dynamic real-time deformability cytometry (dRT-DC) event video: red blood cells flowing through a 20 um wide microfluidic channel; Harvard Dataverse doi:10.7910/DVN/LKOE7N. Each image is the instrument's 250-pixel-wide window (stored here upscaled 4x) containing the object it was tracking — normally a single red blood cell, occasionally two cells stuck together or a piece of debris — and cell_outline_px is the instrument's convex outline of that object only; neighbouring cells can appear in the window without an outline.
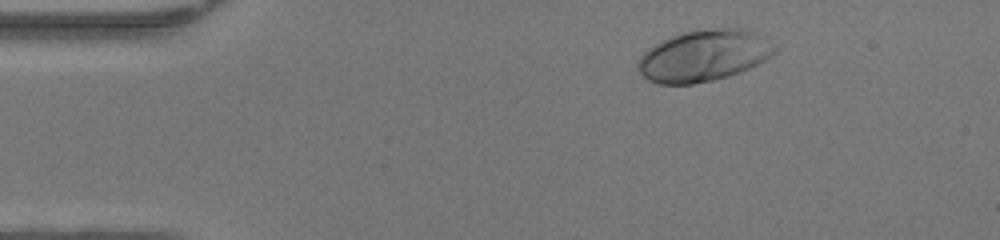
{"species": "human", "species_latin": "Homo sapiens", "temperature_condition": "warm", "stored_images_in_passage": 45, "camera_frame_rate_fps": 3000, "um_per_image_px": 0.085, "donor": {"sex": "female"}, "frame": {"image": 1, "passage_image": 4, "time_ms": 1.0, "image_size_px": [1000, 240], "cell_outline_px": [[776, 52], [764, 60], [740, 72], [728, 76], [712, 80], [692, 84], [660, 84], [648, 80], [636, 68], [636, 64], [640, 56], [648, 48], [660, 40], [684, 32], [700, 28], [748, 28], [756, 32], [776, 48]], "centroid_in_image_um": [59.78, 4.72], "position_along_channel_um": 25.2, "area_um2": 41.04}}
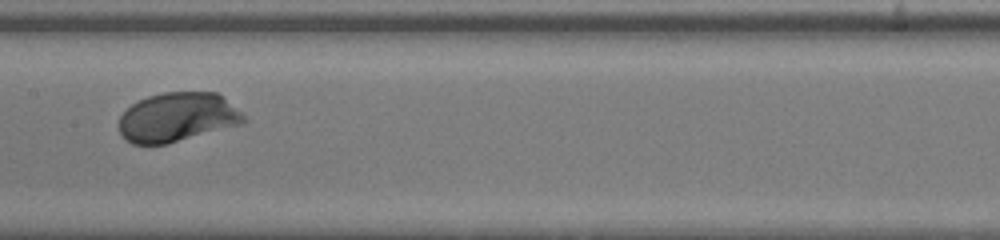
{"frame": {"image": 2, "passage_image": 21, "time_ms": 6.667, "image_size_px": [1000, 240], "cell_outline_px": [[248, 120], [244, 124], [168, 144], [132, 144], [120, 132], [120, 116], [132, 104], [148, 96], [164, 92], [216, 92], [240, 112]], "centroid_in_image_um": [15.1, 9.98], "position_along_channel_um": 192.3, "area_um2": 35.6}}
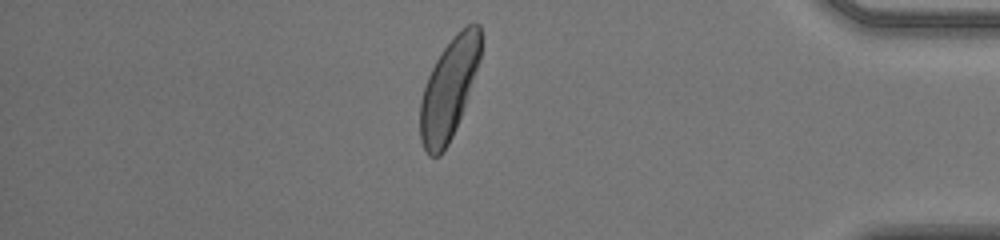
{"frame": {"image": 3, "passage_image": 38, "time_ms": 12.333, "image_size_px": [1000, 240], "cell_outline_px": [[480, 60], [460, 116], [452, 136], [448, 144], [440, 156], [428, 156], [420, 140], [420, 100], [428, 76], [436, 60], [444, 48], [456, 32], [460, 28], [468, 24], [480, 24]], "centroid_in_image_um": [38.13, 7.56], "position_along_channel_um": 397.1, "area_um2": 34.74}, "authors_computed_cell_mechanics": {"area_um2": 35.7782, "velocity_mm_per_s": 4.2512, "shape_relaxation_time_tau1_ms": 1.2181, "shape_relaxation_time_tau2_ms": null, "deformation_change_tau1": 0.1467, "deformation_change_tau2": null}}